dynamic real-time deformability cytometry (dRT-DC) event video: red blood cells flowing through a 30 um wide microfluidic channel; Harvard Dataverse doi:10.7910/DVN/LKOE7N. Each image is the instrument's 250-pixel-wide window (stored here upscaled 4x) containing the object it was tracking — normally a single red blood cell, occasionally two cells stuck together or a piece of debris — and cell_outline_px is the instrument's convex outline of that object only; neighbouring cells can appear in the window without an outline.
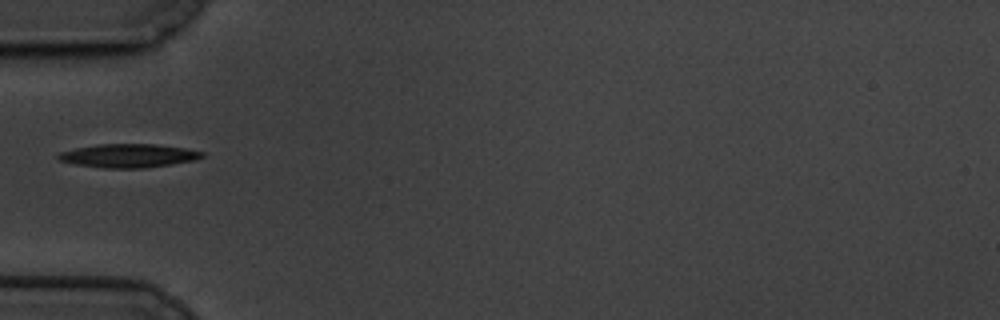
{"species": "common noctule bat (a hibernating species)", "species_latin": "Nyctalus noctula", "temperature_condition": "cold", "stored_images_in_passage": 41, "camera_frame_rate_fps": 3000, "um_per_image_px": 0.085, "animal": {"sex": "male", "body_mass_g": 19.5, "forearm_length_mm": 54.6}, "frame": {"image": 1, "passage_image": 1, "time_ms": 0.0, "image_size_px": [1000, 320], "cell_outline_px": [[204, 156], [196, 160], [172, 164], [144, 168], [104, 168], [76, 164], [56, 160], [56, 156], [60, 152], [76, 148], [100, 144], [156, 144], [184, 148], [204, 152]], "centroid_in_image_um": [10.92, 13.24], "position_along_channel_um": 74.1, "area_um2": 19.77}}
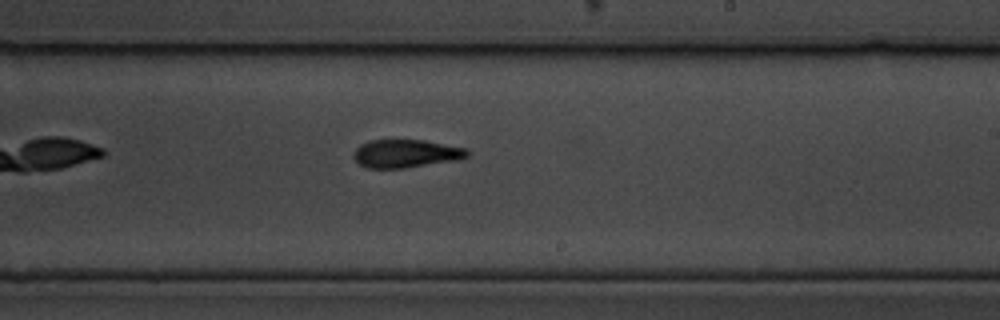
{"frame": {"image": 2, "passage_image": 17, "time_ms": 5.333, "image_size_px": [1000, 320], "cell_outline_px": [[468, 156], [460, 160], [404, 168], [368, 168], [360, 164], [352, 156], [352, 152], [360, 144], [368, 140], [424, 140], [468, 148]], "centroid_in_image_um": [34.51, 13.05], "position_along_channel_um": 254.5, "area_um2": 18.84}}
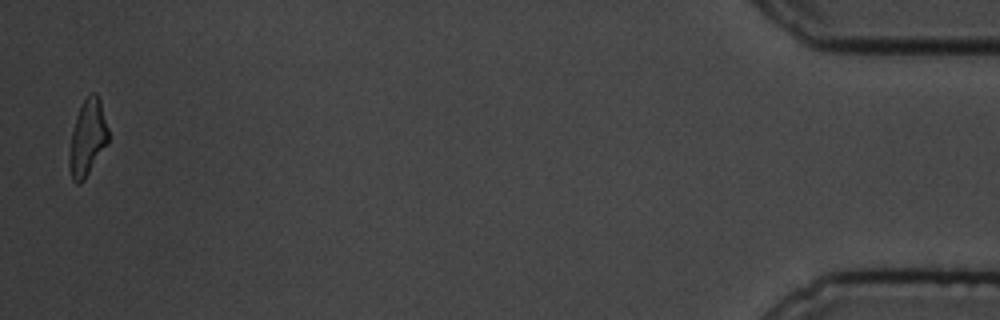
{"frame": {"image": 3, "passage_image": 40, "time_ms": 13.0, "image_size_px": [1000, 320], "cell_outline_px": [[108, 144], [84, 180], [80, 184], [76, 184], [72, 180], [68, 164], [68, 156], [72, 132], [76, 116], [80, 104], [92, 92], [96, 92], [100, 100], [108, 128]], "centroid_in_image_um": [7.43, 11.74], "position_along_channel_um": 427.8, "area_um2": 17.46}}